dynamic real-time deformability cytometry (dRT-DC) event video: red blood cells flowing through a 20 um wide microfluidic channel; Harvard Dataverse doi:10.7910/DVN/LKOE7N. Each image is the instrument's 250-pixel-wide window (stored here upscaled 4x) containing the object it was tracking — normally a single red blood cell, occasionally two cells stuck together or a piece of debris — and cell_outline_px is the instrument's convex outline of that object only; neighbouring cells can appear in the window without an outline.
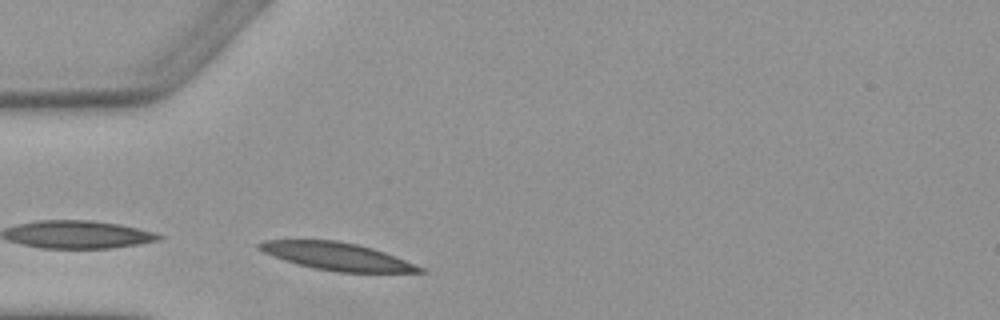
{"species": "Egyptian fruit bat (a non-hibernating species)", "species_latin": "Rousettus aegyptiacus", "temperature_condition": "warm", "stored_images_in_passage": 2, "camera_frame_rate_fps": 3000, "um_per_image_px": 0.085, "animal": {"sex": "female"}, "frame": {"image": 1, "passage_image": 2, "time_ms": 1.0, "image_size_px": [1000, 320], "cell_outline_px": [[428, 272], [336, 272], [312, 268], [296, 264], [272, 256], [256, 248], [256, 244], [264, 240], [336, 240], [356, 244], [372, 248], [384, 252], [424, 268]], "centroid_in_image_um": [28.58, 21.79], "position_along_channel_um": 56.4, "area_um2": 25.72}}